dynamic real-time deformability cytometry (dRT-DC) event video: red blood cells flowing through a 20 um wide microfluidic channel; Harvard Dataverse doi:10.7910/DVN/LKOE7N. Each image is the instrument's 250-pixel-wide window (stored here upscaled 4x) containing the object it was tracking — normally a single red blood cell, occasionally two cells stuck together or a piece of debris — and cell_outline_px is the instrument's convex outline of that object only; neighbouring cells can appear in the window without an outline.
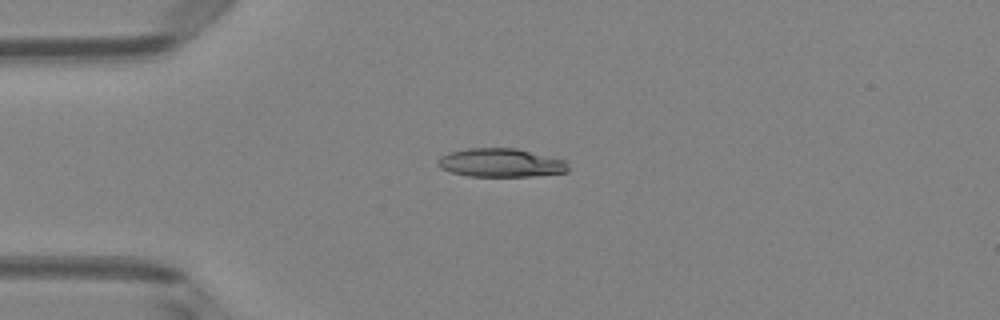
{"species": "Egyptian fruit bat (a non-hibernating species)", "species_latin": "Rousettus aegyptiacus", "temperature_condition": "room temperature", "stored_images_in_passage": 3, "camera_frame_rate_fps": 3000, "um_per_image_px": 0.085, "animal": {"sex": "female"}, "frame": {"image": 1, "passage_image": 1, "time_ms": 0.0, "image_size_px": [1000, 320], "cell_outline_px": [[568, 172], [532, 176], [468, 176], [452, 172], [440, 168], [436, 164], [440, 156], [448, 152], [468, 148], [516, 148], [564, 160], [568, 168]], "centroid_in_image_um": [42.52, 13.83], "position_along_channel_um": 42.5, "area_um2": 21.62}}
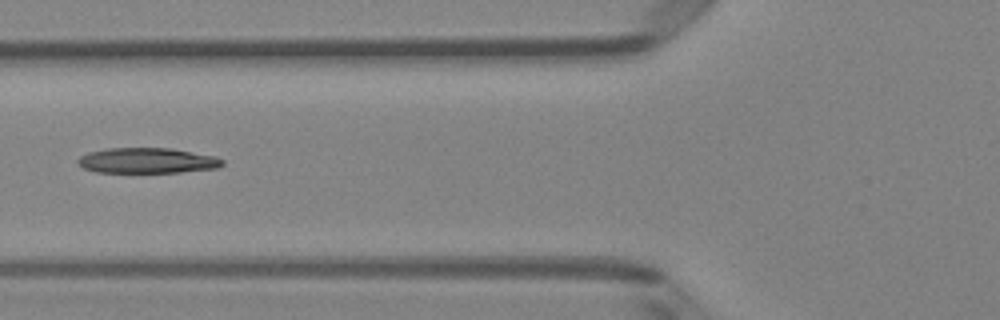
{"frame": {"image": 2, "passage_image": 3, "time_ms": 0.667, "image_size_px": [1000, 320], "cell_outline_px": [[224, 164], [220, 168], [180, 172], [96, 172], [84, 168], [76, 160], [80, 156], [88, 152], [108, 148], [172, 148], [216, 156], [224, 160]], "centroid_in_image_um": [12.56, 13.64], "position_along_channel_um": 113.2, "area_um2": 21.5}}